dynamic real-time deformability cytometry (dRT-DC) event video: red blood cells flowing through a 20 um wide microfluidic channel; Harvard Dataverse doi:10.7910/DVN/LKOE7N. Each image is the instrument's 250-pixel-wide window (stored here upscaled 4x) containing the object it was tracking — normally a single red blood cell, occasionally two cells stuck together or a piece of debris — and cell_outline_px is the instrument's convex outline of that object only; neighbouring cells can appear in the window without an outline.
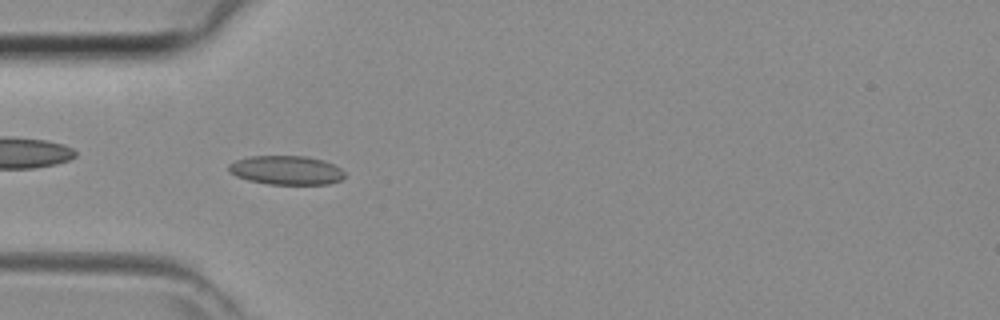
{"species": "common noctule bat (a hibernating species)", "species_latin": "Nyctalus noctula", "temperature_condition": "room temperature", "stored_images_in_passage": 30, "camera_frame_rate_fps": 3000, "um_per_image_px": 0.085, "animal": {"sex": "female", "body_mass_g": 29.2, "forearm_length_mm": 56.3}, "frame": {"image": 1, "passage_image": 5, "time_ms": 1.333, "image_size_px": [1000, 320], "cell_outline_px": [[344, 176], [340, 180], [328, 184], [268, 184], [248, 180], [236, 176], [228, 172], [228, 164], [236, 160], [248, 156], [308, 156], [324, 160], [340, 168], [344, 172]], "centroid_in_image_um": [24.3, 14.46], "position_along_channel_um": 60.7, "area_um2": 19.65}}
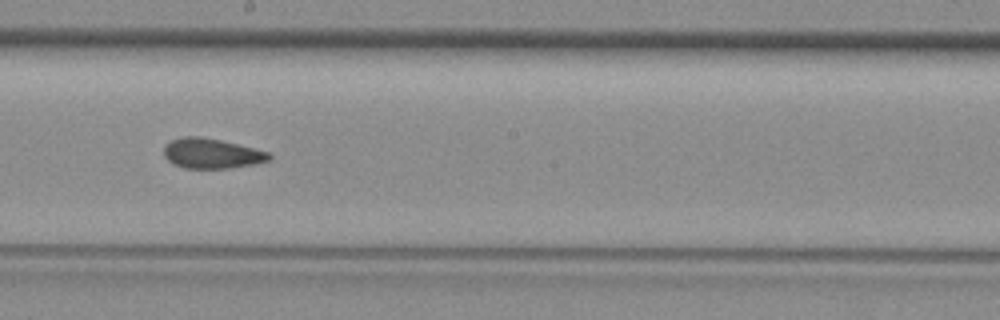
{"frame": {"image": 2, "passage_image": 16, "time_ms": 5.0, "image_size_px": [1000, 320], "cell_outline_px": [[272, 156], [268, 160], [252, 164], [228, 168], [184, 168], [172, 164], [164, 156], [164, 148], [172, 140], [184, 136], [200, 136], [220, 140], [268, 152]], "centroid_in_image_um": [17.94, 13.05], "position_along_channel_um": 230.3, "area_um2": 18.09}}
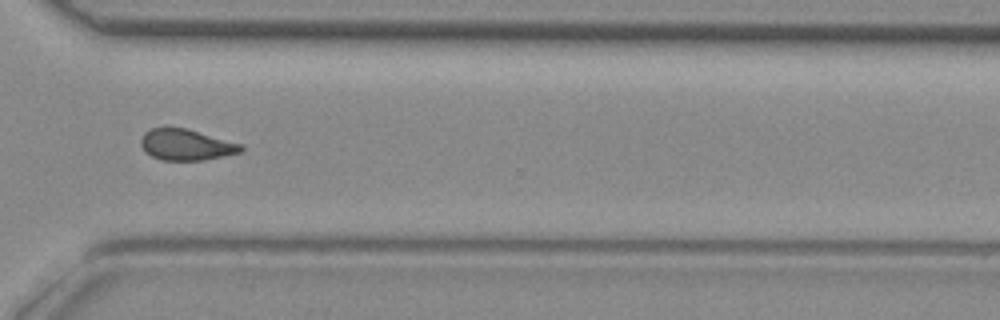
{"frame": {"image": 3, "passage_image": 24, "time_ms": 7.667, "image_size_px": [1000, 320], "cell_outline_px": [[244, 152], [204, 160], [160, 160], [144, 152], [140, 144], [140, 140], [144, 132], [152, 128], [184, 128], [244, 144]], "centroid_in_image_um": [15.85, 12.32], "position_along_channel_um": 354.8, "area_um2": 18.26}}